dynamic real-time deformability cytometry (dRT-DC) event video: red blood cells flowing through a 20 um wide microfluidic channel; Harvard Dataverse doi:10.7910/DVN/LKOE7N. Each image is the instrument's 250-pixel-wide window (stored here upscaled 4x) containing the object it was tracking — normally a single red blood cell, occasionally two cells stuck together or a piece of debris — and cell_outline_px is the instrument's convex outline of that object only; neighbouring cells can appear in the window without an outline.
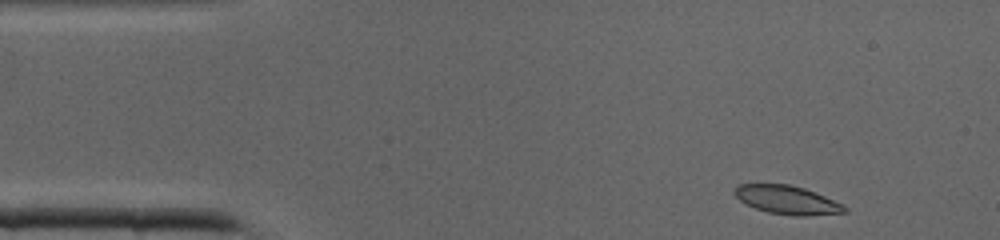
{"species": "common noctule bat (a hibernating species)", "species_latin": "Nyctalus noctula", "temperature_condition": "cold", "stored_images_in_passage": 37, "camera_frame_rate_fps": 3000, "um_per_image_px": 0.085, "animal": {"sex": "male", "body_mass_g": 19.0, "forearm_length_mm": 50.8}, "frame": {"image": 1, "passage_image": 1, "time_ms": 0.0, "image_size_px": [1000, 240], "cell_outline_px": [[848, 212], [808, 216], [792, 216], [768, 212], [744, 204], [732, 192], [740, 184], [788, 184], [804, 188], [816, 192], [848, 208]], "centroid_in_image_um": [66.9, 17.0], "position_along_channel_um": 18.1, "area_um2": 18.26}}
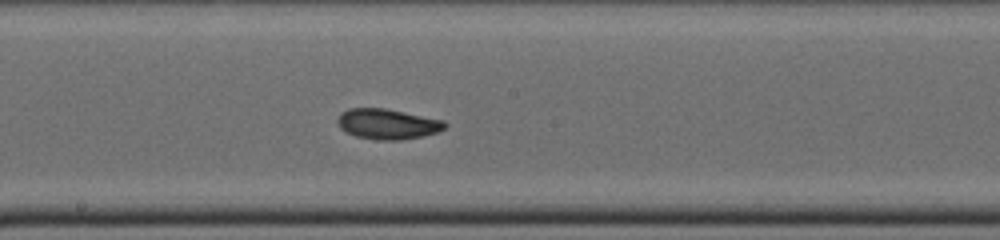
{"frame": {"image": 2, "passage_image": 18, "time_ms": 5.667, "image_size_px": [1000, 240], "cell_outline_px": [[448, 124], [444, 128], [436, 132], [424, 136], [400, 140], [376, 140], [356, 136], [340, 128], [336, 120], [340, 112], [348, 108], [384, 108], [444, 120]], "centroid_in_image_um": [32.92, 10.53], "position_along_channel_um": 215.3, "area_um2": 19.02}}
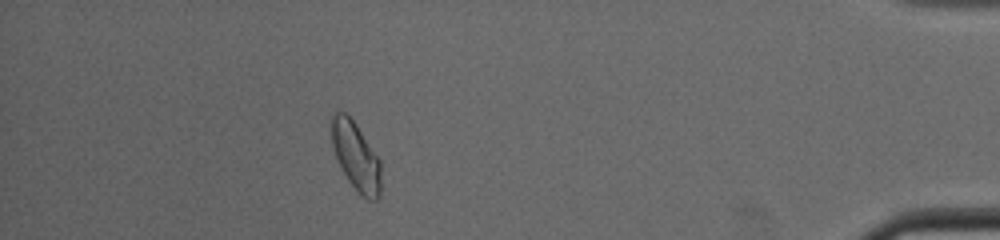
{"frame": {"image": 3, "passage_image": 33, "time_ms": 10.667, "image_size_px": [1000, 240], "cell_outline_px": [[380, 196], [376, 200], [368, 200], [356, 192], [340, 168], [332, 144], [332, 112], [344, 112], [356, 124], [380, 160]], "centroid_in_image_um": [30.25, 13.33], "position_along_channel_um": 404.9, "area_um2": 19.54}}